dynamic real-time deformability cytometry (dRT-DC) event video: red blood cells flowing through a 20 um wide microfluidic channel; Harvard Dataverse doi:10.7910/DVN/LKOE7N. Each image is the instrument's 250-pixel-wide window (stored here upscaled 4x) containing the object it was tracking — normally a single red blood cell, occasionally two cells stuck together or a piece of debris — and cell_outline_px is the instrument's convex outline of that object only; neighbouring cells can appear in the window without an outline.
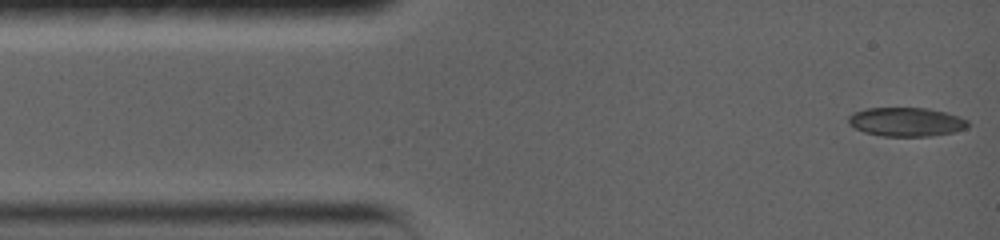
{"species": "common noctule bat (a hibernating species)", "species_latin": "Nyctalus noctula", "temperature_condition": "warm", "stored_images_in_passage": 52, "camera_frame_rate_fps": 5000, "um_per_image_px": 0.085, "animal": {"sex": "female", "body_mass_g": 19.0, "forearm_length_mm": 56.7}, "frame": {"image": 1, "passage_image": 1, "time_ms": 0.0, "image_size_px": [1000, 240], "cell_outline_px": [[968, 128], [952, 132], [932, 136], [884, 136], [864, 132], [848, 124], [848, 116], [852, 112], [868, 108], [928, 108], [944, 112], [968, 120]], "centroid_in_image_um": [77.0, 10.36], "position_along_channel_um": 8.0, "area_um2": 20.06}}
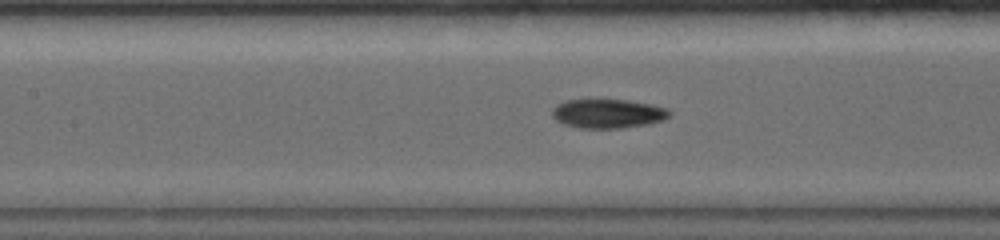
{"frame": {"image": 2, "passage_image": 22, "time_ms": 5.8, "image_size_px": [1000, 240], "cell_outline_px": [[672, 112], [664, 120], [648, 124], [620, 128], [580, 128], [564, 124], [556, 120], [552, 116], [552, 108], [556, 104], [568, 100], [628, 100], [652, 104], [668, 108]], "centroid_in_image_um": [51.68, 9.65], "position_along_channel_um": 155.7, "area_um2": 19.94}}
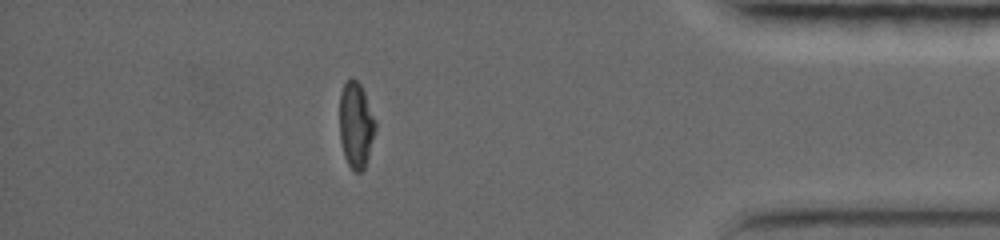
{"frame": {"image": 3, "passage_image": 45, "time_ms": 13.4, "image_size_px": [1000, 240], "cell_outline_px": [[376, 128], [368, 160], [364, 168], [360, 172], [356, 172], [348, 164], [344, 156], [340, 140], [340, 92], [344, 84], [352, 76], [360, 84], [364, 92], [376, 120]], "centroid_in_image_um": [30.26, 10.62], "position_along_channel_um": 404.9, "area_um2": 18.03}, "authors_computed_cell_mechanics": {"area_um2": 19.7676, "velocity_mm_per_s": 3.788, "shape_relaxation_time_tau1_ms": null, "shape_relaxation_time_tau2_ms": 4.4351, "deformation_change_tau1": null, "deformation_change_tau2": 0.1023}}